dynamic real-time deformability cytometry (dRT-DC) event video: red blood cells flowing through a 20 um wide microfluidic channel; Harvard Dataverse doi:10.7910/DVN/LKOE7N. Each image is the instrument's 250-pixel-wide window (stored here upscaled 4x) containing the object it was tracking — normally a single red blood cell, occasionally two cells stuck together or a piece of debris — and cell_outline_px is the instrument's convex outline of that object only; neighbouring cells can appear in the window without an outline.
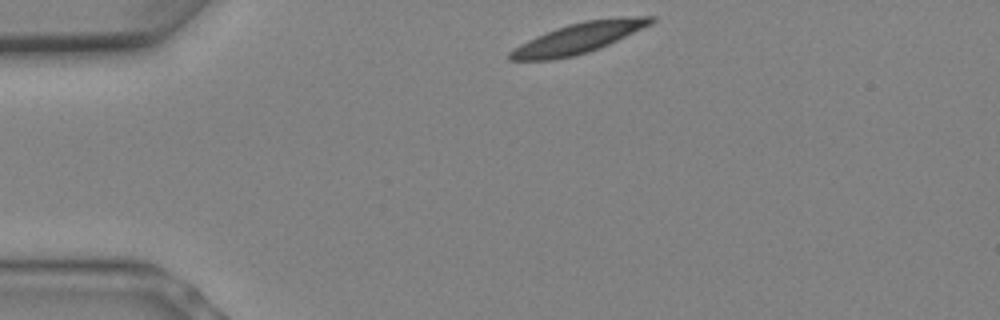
{"species": "Egyptian fruit bat (a non-hibernating species)", "species_latin": "Rousettus aegyptiacus", "temperature_condition": "warm", "stored_images_in_passage": 3, "camera_frame_rate_fps": 3000, "um_per_image_px": 0.085, "animal": {"sex": "female"}, "frame": {"image": 1, "passage_image": 1, "time_ms": 0.0, "image_size_px": [1000, 320], "cell_outline_px": [[656, 20], [652, 24], [608, 44], [588, 52], [572, 56], [552, 60], [508, 60], [508, 52], [528, 40], [536, 36], [556, 28], [568, 24], [584, 20], [624, 16], [656, 16]], "centroid_in_image_um": [49.2, 3.22], "position_along_channel_um": 35.8, "area_um2": 24.91}}